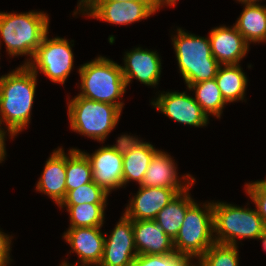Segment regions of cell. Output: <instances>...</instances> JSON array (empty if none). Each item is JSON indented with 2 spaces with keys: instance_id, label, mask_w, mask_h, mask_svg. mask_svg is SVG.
<instances>
[{
  "instance_id": "cell-8",
  "label": "cell",
  "mask_w": 266,
  "mask_h": 266,
  "mask_svg": "<svg viewBox=\"0 0 266 266\" xmlns=\"http://www.w3.org/2000/svg\"><path fill=\"white\" fill-rule=\"evenodd\" d=\"M65 38H48V33L27 66L37 75L45 74L52 82L64 84L73 68V44Z\"/></svg>"
},
{
  "instance_id": "cell-38",
  "label": "cell",
  "mask_w": 266,
  "mask_h": 266,
  "mask_svg": "<svg viewBox=\"0 0 266 266\" xmlns=\"http://www.w3.org/2000/svg\"><path fill=\"white\" fill-rule=\"evenodd\" d=\"M237 1L241 2L242 4H256V2H259V0H237Z\"/></svg>"
},
{
  "instance_id": "cell-32",
  "label": "cell",
  "mask_w": 266,
  "mask_h": 266,
  "mask_svg": "<svg viewBox=\"0 0 266 266\" xmlns=\"http://www.w3.org/2000/svg\"><path fill=\"white\" fill-rule=\"evenodd\" d=\"M12 238L0 230V255H10Z\"/></svg>"
},
{
  "instance_id": "cell-2",
  "label": "cell",
  "mask_w": 266,
  "mask_h": 266,
  "mask_svg": "<svg viewBox=\"0 0 266 266\" xmlns=\"http://www.w3.org/2000/svg\"><path fill=\"white\" fill-rule=\"evenodd\" d=\"M49 17L34 10L26 13L0 12V35L10 56H29L27 65L48 33Z\"/></svg>"
},
{
  "instance_id": "cell-12",
  "label": "cell",
  "mask_w": 266,
  "mask_h": 266,
  "mask_svg": "<svg viewBox=\"0 0 266 266\" xmlns=\"http://www.w3.org/2000/svg\"><path fill=\"white\" fill-rule=\"evenodd\" d=\"M187 189L140 186L134 198L130 199L123 214L132 221L155 220L157 214L167 204Z\"/></svg>"
},
{
  "instance_id": "cell-15",
  "label": "cell",
  "mask_w": 266,
  "mask_h": 266,
  "mask_svg": "<svg viewBox=\"0 0 266 266\" xmlns=\"http://www.w3.org/2000/svg\"><path fill=\"white\" fill-rule=\"evenodd\" d=\"M102 227L68 228L64 232V239L80 258L79 266H99L103 257L105 236Z\"/></svg>"
},
{
  "instance_id": "cell-6",
  "label": "cell",
  "mask_w": 266,
  "mask_h": 266,
  "mask_svg": "<svg viewBox=\"0 0 266 266\" xmlns=\"http://www.w3.org/2000/svg\"><path fill=\"white\" fill-rule=\"evenodd\" d=\"M215 242L237 246L236 239H256L266 228L256 209L213 202Z\"/></svg>"
},
{
  "instance_id": "cell-18",
  "label": "cell",
  "mask_w": 266,
  "mask_h": 266,
  "mask_svg": "<svg viewBox=\"0 0 266 266\" xmlns=\"http://www.w3.org/2000/svg\"><path fill=\"white\" fill-rule=\"evenodd\" d=\"M132 225L138 255H165L175 252L173 240L155 220H135Z\"/></svg>"
},
{
  "instance_id": "cell-17",
  "label": "cell",
  "mask_w": 266,
  "mask_h": 266,
  "mask_svg": "<svg viewBox=\"0 0 266 266\" xmlns=\"http://www.w3.org/2000/svg\"><path fill=\"white\" fill-rule=\"evenodd\" d=\"M176 169L177 167L171 156L164 151L158 150L152 157L143 181L139 186L190 188L196 182L194 177L187 174L182 176L185 181L181 183Z\"/></svg>"
},
{
  "instance_id": "cell-33",
  "label": "cell",
  "mask_w": 266,
  "mask_h": 266,
  "mask_svg": "<svg viewBox=\"0 0 266 266\" xmlns=\"http://www.w3.org/2000/svg\"><path fill=\"white\" fill-rule=\"evenodd\" d=\"M1 125H3L0 122V163H2V161H4L5 159V155H6V150H5V137L6 136V132L5 129L1 128Z\"/></svg>"
},
{
  "instance_id": "cell-41",
  "label": "cell",
  "mask_w": 266,
  "mask_h": 266,
  "mask_svg": "<svg viewBox=\"0 0 266 266\" xmlns=\"http://www.w3.org/2000/svg\"><path fill=\"white\" fill-rule=\"evenodd\" d=\"M188 266H198L197 264H193L192 262Z\"/></svg>"
},
{
  "instance_id": "cell-40",
  "label": "cell",
  "mask_w": 266,
  "mask_h": 266,
  "mask_svg": "<svg viewBox=\"0 0 266 266\" xmlns=\"http://www.w3.org/2000/svg\"><path fill=\"white\" fill-rule=\"evenodd\" d=\"M80 2L78 3V8L82 5V4H84L87 0H79Z\"/></svg>"
},
{
  "instance_id": "cell-28",
  "label": "cell",
  "mask_w": 266,
  "mask_h": 266,
  "mask_svg": "<svg viewBox=\"0 0 266 266\" xmlns=\"http://www.w3.org/2000/svg\"><path fill=\"white\" fill-rule=\"evenodd\" d=\"M109 193L94 181L67 192L60 205L107 204Z\"/></svg>"
},
{
  "instance_id": "cell-13",
  "label": "cell",
  "mask_w": 266,
  "mask_h": 266,
  "mask_svg": "<svg viewBox=\"0 0 266 266\" xmlns=\"http://www.w3.org/2000/svg\"><path fill=\"white\" fill-rule=\"evenodd\" d=\"M82 152L91 164L93 181L98 186L108 193L123 186V155L108 145L97 149L92 155Z\"/></svg>"
},
{
  "instance_id": "cell-5",
  "label": "cell",
  "mask_w": 266,
  "mask_h": 266,
  "mask_svg": "<svg viewBox=\"0 0 266 266\" xmlns=\"http://www.w3.org/2000/svg\"><path fill=\"white\" fill-rule=\"evenodd\" d=\"M121 110L110 103L75 96L68 102L72 131L99 142L105 141L119 122Z\"/></svg>"
},
{
  "instance_id": "cell-19",
  "label": "cell",
  "mask_w": 266,
  "mask_h": 266,
  "mask_svg": "<svg viewBox=\"0 0 266 266\" xmlns=\"http://www.w3.org/2000/svg\"><path fill=\"white\" fill-rule=\"evenodd\" d=\"M36 190L48 195L59 206L66 192V154L58 148L46 161L43 173L36 184Z\"/></svg>"
},
{
  "instance_id": "cell-29",
  "label": "cell",
  "mask_w": 266,
  "mask_h": 266,
  "mask_svg": "<svg viewBox=\"0 0 266 266\" xmlns=\"http://www.w3.org/2000/svg\"><path fill=\"white\" fill-rule=\"evenodd\" d=\"M191 259L177 252L165 255H137L130 266H188Z\"/></svg>"
},
{
  "instance_id": "cell-27",
  "label": "cell",
  "mask_w": 266,
  "mask_h": 266,
  "mask_svg": "<svg viewBox=\"0 0 266 266\" xmlns=\"http://www.w3.org/2000/svg\"><path fill=\"white\" fill-rule=\"evenodd\" d=\"M238 246L215 242L201 257L198 266H239Z\"/></svg>"
},
{
  "instance_id": "cell-9",
  "label": "cell",
  "mask_w": 266,
  "mask_h": 266,
  "mask_svg": "<svg viewBox=\"0 0 266 266\" xmlns=\"http://www.w3.org/2000/svg\"><path fill=\"white\" fill-rule=\"evenodd\" d=\"M79 11L111 24L128 25L156 13L154 3L143 1L127 2H85L79 8Z\"/></svg>"
},
{
  "instance_id": "cell-4",
  "label": "cell",
  "mask_w": 266,
  "mask_h": 266,
  "mask_svg": "<svg viewBox=\"0 0 266 266\" xmlns=\"http://www.w3.org/2000/svg\"><path fill=\"white\" fill-rule=\"evenodd\" d=\"M171 39L187 87L215 78L220 64L212 55L209 37L196 36L177 28V35Z\"/></svg>"
},
{
  "instance_id": "cell-22",
  "label": "cell",
  "mask_w": 266,
  "mask_h": 266,
  "mask_svg": "<svg viewBox=\"0 0 266 266\" xmlns=\"http://www.w3.org/2000/svg\"><path fill=\"white\" fill-rule=\"evenodd\" d=\"M215 80L227 103L243 102L248 79L240 64L220 65Z\"/></svg>"
},
{
  "instance_id": "cell-3",
  "label": "cell",
  "mask_w": 266,
  "mask_h": 266,
  "mask_svg": "<svg viewBox=\"0 0 266 266\" xmlns=\"http://www.w3.org/2000/svg\"><path fill=\"white\" fill-rule=\"evenodd\" d=\"M78 72L81 79V92L78 96L113 104L122 111L124 103L119 100L127 86L121 65L99 56L81 65Z\"/></svg>"
},
{
  "instance_id": "cell-23",
  "label": "cell",
  "mask_w": 266,
  "mask_h": 266,
  "mask_svg": "<svg viewBox=\"0 0 266 266\" xmlns=\"http://www.w3.org/2000/svg\"><path fill=\"white\" fill-rule=\"evenodd\" d=\"M158 150L150 142H141L129 153L123 155V186L129 181L142 183L150 161Z\"/></svg>"
},
{
  "instance_id": "cell-35",
  "label": "cell",
  "mask_w": 266,
  "mask_h": 266,
  "mask_svg": "<svg viewBox=\"0 0 266 266\" xmlns=\"http://www.w3.org/2000/svg\"><path fill=\"white\" fill-rule=\"evenodd\" d=\"M127 1H143L146 3H154V0H87L86 2H127Z\"/></svg>"
},
{
  "instance_id": "cell-31",
  "label": "cell",
  "mask_w": 266,
  "mask_h": 266,
  "mask_svg": "<svg viewBox=\"0 0 266 266\" xmlns=\"http://www.w3.org/2000/svg\"><path fill=\"white\" fill-rule=\"evenodd\" d=\"M142 140L130 135H121L116 140V144L109 146L114 149L118 154L125 155L139 145Z\"/></svg>"
},
{
  "instance_id": "cell-7",
  "label": "cell",
  "mask_w": 266,
  "mask_h": 266,
  "mask_svg": "<svg viewBox=\"0 0 266 266\" xmlns=\"http://www.w3.org/2000/svg\"><path fill=\"white\" fill-rule=\"evenodd\" d=\"M202 206L194 202L187 209L178 235L173 240L175 252L191 260L201 257L215 243L213 202Z\"/></svg>"
},
{
  "instance_id": "cell-11",
  "label": "cell",
  "mask_w": 266,
  "mask_h": 266,
  "mask_svg": "<svg viewBox=\"0 0 266 266\" xmlns=\"http://www.w3.org/2000/svg\"><path fill=\"white\" fill-rule=\"evenodd\" d=\"M137 255L132 220L123 214L108 239L105 237L99 266H130Z\"/></svg>"
},
{
  "instance_id": "cell-14",
  "label": "cell",
  "mask_w": 266,
  "mask_h": 266,
  "mask_svg": "<svg viewBox=\"0 0 266 266\" xmlns=\"http://www.w3.org/2000/svg\"><path fill=\"white\" fill-rule=\"evenodd\" d=\"M156 52L141 49V47L125 52L124 66H121V69L126 86L132 79H137L147 86L158 85L162 66L161 59Z\"/></svg>"
},
{
  "instance_id": "cell-10",
  "label": "cell",
  "mask_w": 266,
  "mask_h": 266,
  "mask_svg": "<svg viewBox=\"0 0 266 266\" xmlns=\"http://www.w3.org/2000/svg\"><path fill=\"white\" fill-rule=\"evenodd\" d=\"M151 104L170 119L181 124L202 127L209 123V117L202 111L195 98L187 95V92L161 93Z\"/></svg>"
},
{
  "instance_id": "cell-26",
  "label": "cell",
  "mask_w": 266,
  "mask_h": 266,
  "mask_svg": "<svg viewBox=\"0 0 266 266\" xmlns=\"http://www.w3.org/2000/svg\"><path fill=\"white\" fill-rule=\"evenodd\" d=\"M65 206L70 217L69 228L102 227L104 224L106 204L59 205L60 208Z\"/></svg>"
},
{
  "instance_id": "cell-21",
  "label": "cell",
  "mask_w": 266,
  "mask_h": 266,
  "mask_svg": "<svg viewBox=\"0 0 266 266\" xmlns=\"http://www.w3.org/2000/svg\"><path fill=\"white\" fill-rule=\"evenodd\" d=\"M189 189L179 193L155 218L156 223L172 240L178 235L187 209L195 202L189 194Z\"/></svg>"
},
{
  "instance_id": "cell-24",
  "label": "cell",
  "mask_w": 266,
  "mask_h": 266,
  "mask_svg": "<svg viewBox=\"0 0 266 266\" xmlns=\"http://www.w3.org/2000/svg\"><path fill=\"white\" fill-rule=\"evenodd\" d=\"M187 88L189 91H195V101L207 116L213 115L221 118L222 110L227 102L224 100L215 78L190 84Z\"/></svg>"
},
{
  "instance_id": "cell-20",
  "label": "cell",
  "mask_w": 266,
  "mask_h": 266,
  "mask_svg": "<svg viewBox=\"0 0 266 266\" xmlns=\"http://www.w3.org/2000/svg\"><path fill=\"white\" fill-rule=\"evenodd\" d=\"M244 5L235 23L237 30L248 44L266 42V6L258 3Z\"/></svg>"
},
{
  "instance_id": "cell-25",
  "label": "cell",
  "mask_w": 266,
  "mask_h": 266,
  "mask_svg": "<svg viewBox=\"0 0 266 266\" xmlns=\"http://www.w3.org/2000/svg\"><path fill=\"white\" fill-rule=\"evenodd\" d=\"M68 154H66V192L93 182L91 164L86 155L77 148L70 149Z\"/></svg>"
},
{
  "instance_id": "cell-16",
  "label": "cell",
  "mask_w": 266,
  "mask_h": 266,
  "mask_svg": "<svg viewBox=\"0 0 266 266\" xmlns=\"http://www.w3.org/2000/svg\"><path fill=\"white\" fill-rule=\"evenodd\" d=\"M213 57L220 65L239 64L249 51V45L236 26H220L209 32Z\"/></svg>"
},
{
  "instance_id": "cell-30",
  "label": "cell",
  "mask_w": 266,
  "mask_h": 266,
  "mask_svg": "<svg viewBox=\"0 0 266 266\" xmlns=\"http://www.w3.org/2000/svg\"><path fill=\"white\" fill-rule=\"evenodd\" d=\"M245 190L266 226V179L246 183Z\"/></svg>"
},
{
  "instance_id": "cell-34",
  "label": "cell",
  "mask_w": 266,
  "mask_h": 266,
  "mask_svg": "<svg viewBox=\"0 0 266 266\" xmlns=\"http://www.w3.org/2000/svg\"><path fill=\"white\" fill-rule=\"evenodd\" d=\"M178 0H154V10L155 12L159 10L162 6H175Z\"/></svg>"
},
{
  "instance_id": "cell-37",
  "label": "cell",
  "mask_w": 266,
  "mask_h": 266,
  "mask_svg": "<svg viewBox=\"0 0 266 266\" xmlns=\"http://www.w3.org/2000/svg\"><path fill=\"white\" fill-rule=\"evenodd\" d=\"M256 239H261L263 248L266 251V228L262 231V233L256 238Z\"/></svg>"
},
{
  "instance_id": "cell-1",
  "label": "cell",
  "mask_w": 266,
  "mask_h": 266,
  "mask_svg": "<svg viewBox=\"0 0 266 266\" xmlns=\"http://www.w3.org/2000/svg\"><path fill=\"white\" fill-rule=\"evenodd\" d=\"M36 85L37 75L24 64L1 76L0 122L6 124L10 138L30 123Z\"/></svg>"
},
{
  "instance_id": "cell-39",
  "label": "cell",
  "mask_w": 266,
  "mask_h": 266,
  "mask_svg": "<svg viewBox=\"0 0 266 266\" xmlns=\"http://www.w3.org/2000/svg\"><path fill=\"white\" fill-rule=\"evenodd\" d=\"M75 264H76V265H75ZM75 264H73V265L70 264V265H69V263H67V262L64 261V262L61 263L60 266H78L79 261H78V263H75Z\"/></svg>"
},
{
  "instance_id": "cell-36",
  "label": "cell",
  "mask_w": 266,
  "mask_h": 266,
  "mask_svg": "<svg viewBox=\"0 0 266 266\" xmlns=\"http://www.w3.org/2000/svg\"><path fill=\"white\" fill-rule=\"evenodd\" d=\"M10 261V255H0V266H8Z\"/></svg>"
}]
</instances>
